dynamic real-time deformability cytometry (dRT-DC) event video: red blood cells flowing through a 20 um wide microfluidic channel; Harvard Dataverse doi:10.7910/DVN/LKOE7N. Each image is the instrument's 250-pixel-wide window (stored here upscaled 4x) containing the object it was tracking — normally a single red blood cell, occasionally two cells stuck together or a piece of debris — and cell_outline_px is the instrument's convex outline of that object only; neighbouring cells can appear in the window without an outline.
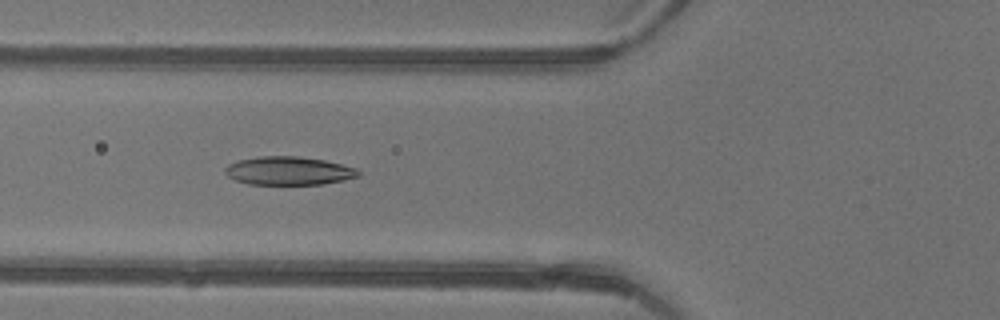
{"species": "common noctule bat (a hibernating species)", "species_latin": "Nyctalus noctula", "temperature_condition": "warm", "stored_images_in_passage": 46, "camera_frame_rate_fps": 3000, "um_per_image_px": 0.085, "animal": {"sex": "female"}, "frame": {"image": 1, "passage_image": 18, "time_ms": 5.667, "image_size_px": [1000, 320], "cell_outline_px": [[360, 176], [344, 180], [324, 184], [248, 184], [236, 180], [228, 176], [224, 172], [224, 168], [228, 164], [240, 160], [256, 156], [300, 156], [324, 160], [356, 168], [360, 172]], "centroid_in_image_um": [24.53, 14.51], "position_along_channel_um": 101.3, "area_um2": 22.08}}
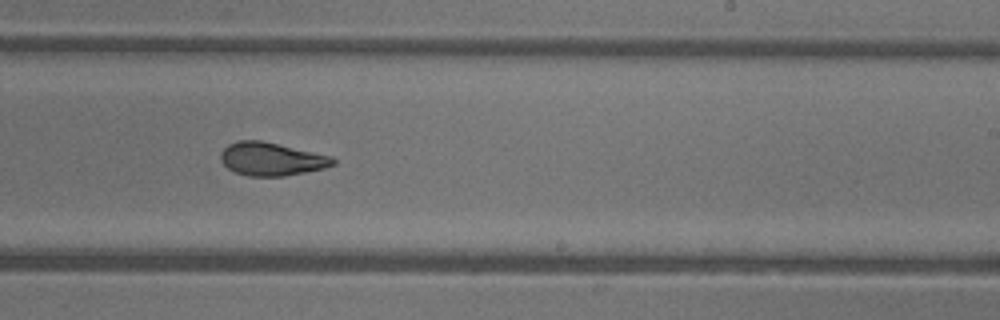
{"frame": {"image": 2, "passage_image": 29, "time_ms": 9.333, "image_size_px": [1000, 320], "cell_outline_px": [[336, 164], [324, 168], [284, 176], [248, 176], [236, 172], [228, 168], [220, 160], [220, 152], [228, 144], [240, 140], [260, 140], [332, 156], [336, 160]], "centroid_in_image_um": [23.07, 13.51], "position_along_channel_um": 265.9, "area_um2": 21.62}}
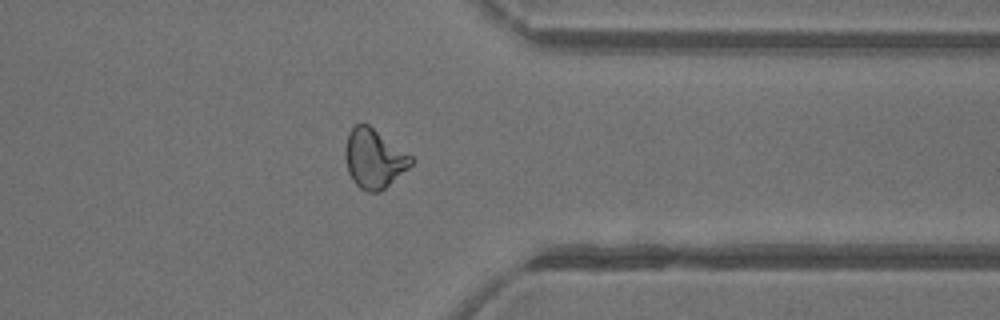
{"frame": {"image": 3, "passage_image": 37, "time_ms": 12.0, "image_size_px": [1000, 320], "cell_outline_px": [[416, 160], [408, 168], [380, 192], [368, 192], [360, 188], [352, 180], [348, 172], [344, 156], [344, 148], [348, 132], [356, 124], [368, 124], [412, 156]], "centroid_in_image_um": [31.77, 13.48], "position_along_channel_um": 379.6, "area_um2": 22.72}, "authors_computed_cell_mechanics": {"area_um2": 22.4264, "velocity_mm_per_s": 4.4922, "shape_relaxation_time_tau1_ms": 5.823, "shape_relaxation_time_tau2_ms": 2.4201, "deformation_change_tau1": 0.186, "deformation_change_tau2": 0.0733}}